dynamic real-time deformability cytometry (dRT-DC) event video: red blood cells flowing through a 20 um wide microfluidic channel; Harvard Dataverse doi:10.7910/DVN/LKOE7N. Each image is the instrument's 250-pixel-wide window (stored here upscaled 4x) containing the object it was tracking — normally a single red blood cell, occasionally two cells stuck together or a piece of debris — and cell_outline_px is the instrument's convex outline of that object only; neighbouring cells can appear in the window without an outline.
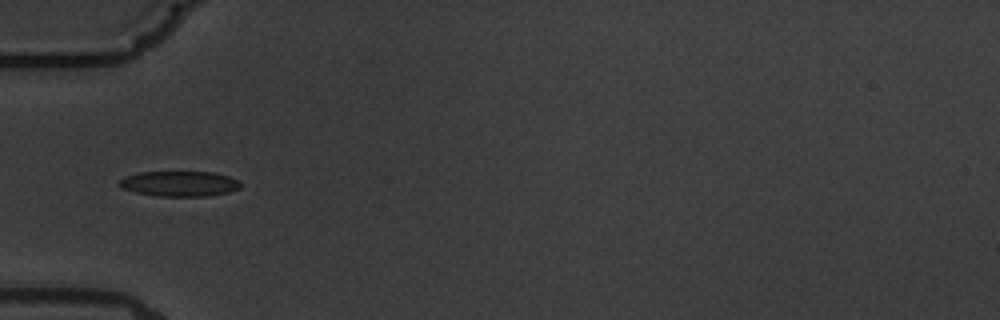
{"species": "common noctule bat (a hibernating species)", "species_latin": "Nyctalus noctula", "temperature_condition": "warm", "stored_images_in_passage": 4, "camera_frame_rate_fps": 3000, "um_per_image_px": 0.085, "animal": {"sex": "male", "body_mass_g": 19.5, "forearm_length_mm": 54.6}, "frame": {"image": 1, "passage_image": 1, "time_ms": 0.0, "image_size_px": [1000, 320], "cell_outline_px": [[240, 188], [228, 192], [208, 196], [156, 196], [136, 192], [120, 188], [116, 184], [124, 176], [140, 172], [212, 172], [228, 176], [236, 180], [240, 184]], "centroid_in_image_um": [15.19, 15.61], "position_along_channel_um": 69.8, "area_um2": 17.86}}
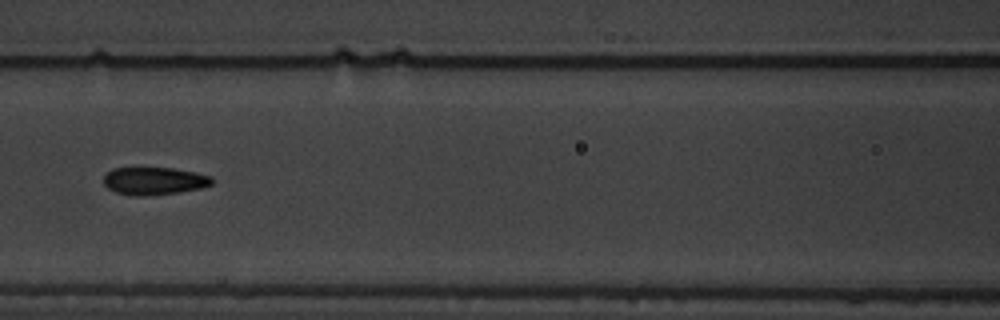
{"frame": {"image": 2, "passage_image": 3, "time_ms": 2.333, "image_size_px": [1000, 320], "cell_outline_px": [[212, 184], [200, 188], [180, 192], [144, 196], [132, 196], [116, 192], [108, 188], [104, 184], [104, 176], [112, 168], [172, 168], [212, 176]], "centroid_in_image_um": [13.08, 15.39], "position_along_channel_um": 153.5, "area_um2": 17.34}}
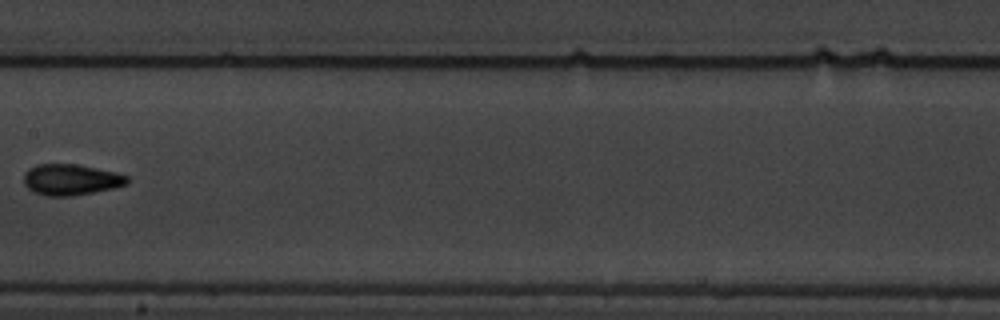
{"frame": {"image": 3, "passage_image": 4, "time_ms": 3.667, "image_size_px": [1000, 320], "cell_outline_px": [[128, 184], [112, 188], [72, 196], [48, 196], [36, 192], [28, 188], [24, 184], [24, 172], [28, 168], [36, 164], [76, 164], [116, 172], [128, 176]], "centroid_in_image_um": [6.01, 15.26], "position_along_channel_um": 201.4, "area_um2": 18.61}}